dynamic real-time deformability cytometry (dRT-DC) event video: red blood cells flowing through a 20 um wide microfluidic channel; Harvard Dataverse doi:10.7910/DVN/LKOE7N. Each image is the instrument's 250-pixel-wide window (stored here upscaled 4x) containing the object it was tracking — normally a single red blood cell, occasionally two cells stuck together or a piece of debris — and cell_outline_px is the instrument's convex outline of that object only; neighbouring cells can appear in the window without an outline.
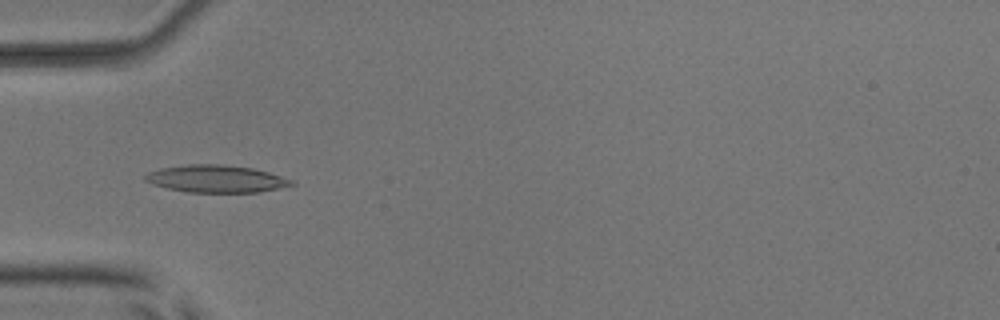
{"species": "common noctule bat (a hibernating species)", "species_latin": "Nyctalus noctula", "temperature_condition": "room temperature", "stored_images_in_passage": 28, "camera_frame_rate_fps": 3000, "um_per_image_px": 0.085, "animal": {"sex": "male", "body_mass_g": 17.9, "forearm_length_mm": 54.2}, "frame": {"image": 1, "passage_image": 13, "time_ms": 4.0, "image_size_px": [1000, 320], "cell_outline_px": [[296, 184], [260, 192], [188, 192], [168, 188], [152, 184], [144, 180], [144, 176], [148, 172], [160, 168], [188, 164], [220, 164], [252, 168], [268, 172], [292, 180]], "centroid_in_image_um": [18.34, 15.19], "position_along_channel_um": 66.7, "area_um2": 23.18}}
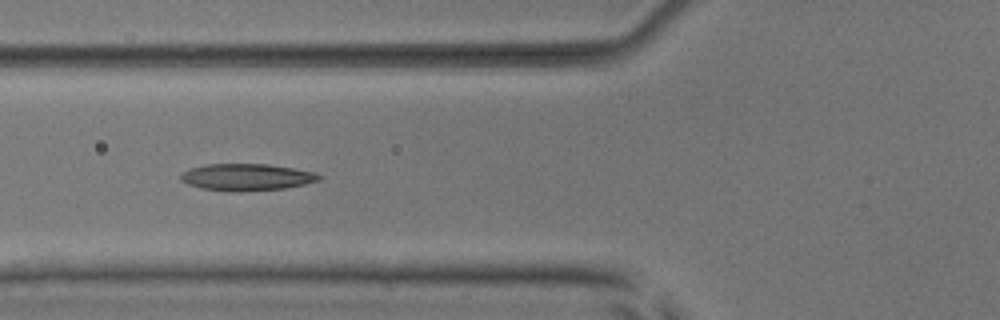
{"frame": {"image": 2, "passage_image": 16, "time_ms": 5.0, "image_size_px": [1000, 320], "cell_outline_px": [[324, 176], [320, 180], [304, 184], [284, 188], [228, 192], [200, 188], [188, 184], [180, 180], [180, 176], [188, 168], [204, 164], [268, 164], [316, 172]], "centroid_in_image_um": [20.95, 15.05], "position_along_channel_um": 104.8, "area_um2": 21.73}}
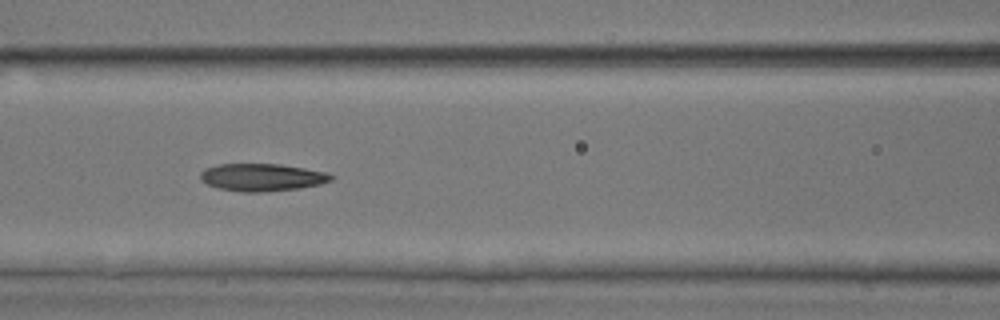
{"frame": {"image": 3, "passage_image": 19, "time_ms": 6.0, "image_size_px": [1000, 320], "cell_outline_px": [[332, 180], [320, 184], [300, 188], [264, 192], [240, 192], [220, 188], [208, 184], [200, 180], [200, 172], [204, 168], [216, 164], [280, 164], [304, 168], [324, 172], [332, 176]], "centroid_in_image_um": [22.22, 15.07], "position_along_channel_um": 144.4, "area_um2": 20.92}}